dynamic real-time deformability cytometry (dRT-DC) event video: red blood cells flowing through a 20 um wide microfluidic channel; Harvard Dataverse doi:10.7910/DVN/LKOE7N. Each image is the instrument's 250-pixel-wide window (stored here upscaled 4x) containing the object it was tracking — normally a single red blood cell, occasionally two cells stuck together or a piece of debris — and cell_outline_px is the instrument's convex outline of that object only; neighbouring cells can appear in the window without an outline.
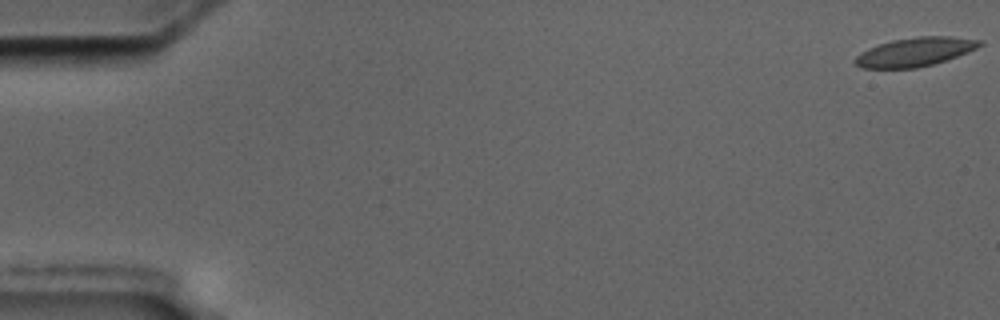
{"species": "common noctule bat (a hibernating species)", "species_latin": "Nyctalus noctula", "temperature_condition": "cold", "stored_images_in_passage": 53, "camera_frame_rate_fps": 3000, "um_per_image_px": 0.085, "animal": {"sex": "male", "body_mass_g": 17.5, "forearm_length_mm": 52.3}, "frame": {"image": 1, "passage_image": 1, "time_ms": 0.0, "image_size_px": [1000, 320], "cell_outline_px": [[984, 44], [968, 52], [932, 64], [916, 68], [864, 68], [856, 64], [852, 60], [860, 52], [868, 48], [892, 40], [920, 36], [948, 36], [984, 40]], "centroid_in_image_um": [77.78, 4.4], "position_along_channel_um": 7.2, "area_um2": 20.81}}
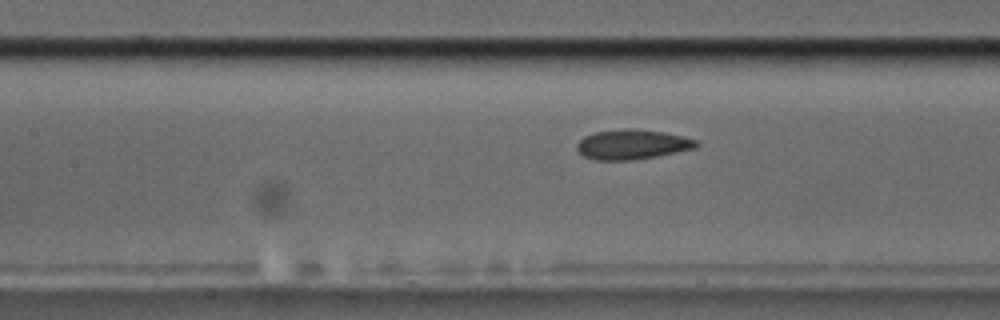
{"frame": {"image": 2, "passage_image": 26, "time_ms": 8.333, "image_size_px": [1000, 320], "cell_outline_px": [[700, 144], [696, 148], [656, 156], [632, 160], [592, 160], [584, 156], [576, 148], [576, 144], [584, 136], [596, 132], [620, 128], [636, 128], [664, 132], [696, 140]], "centroid_in_image_um": [53.71, 12.27], "position_along_channel_um": 153.7, "area_um2": 20.81}}
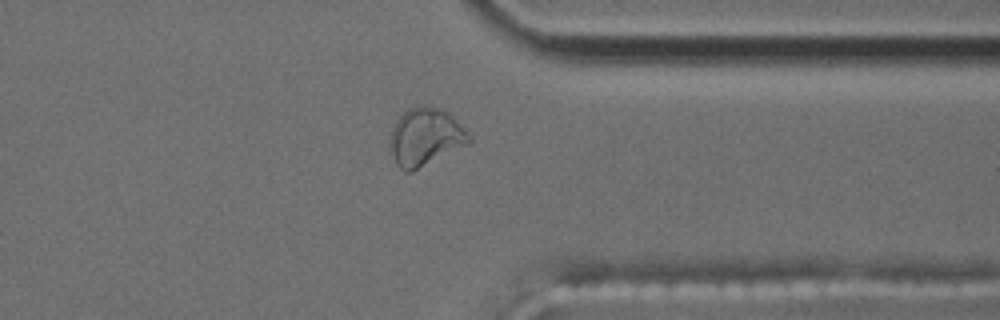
{"frame": {"image": 3, "passage_image": 45, "time_ms": 14.667, "image_size_px": [1000, 320], "cell_outline_px": [[472, 140], [468, 144], [412, 172], [404, 172], [396, 164], [388, 148], [388, 140], [392, 128], [396, 120], [408, 108], [424, 104], [428, 104], [440, 108], [448, 112], [468, 132]], "centroid_in_image_um": [36.12, 11.64], "position_along_channel_um": 375.3, "area_um2": 26.99}}